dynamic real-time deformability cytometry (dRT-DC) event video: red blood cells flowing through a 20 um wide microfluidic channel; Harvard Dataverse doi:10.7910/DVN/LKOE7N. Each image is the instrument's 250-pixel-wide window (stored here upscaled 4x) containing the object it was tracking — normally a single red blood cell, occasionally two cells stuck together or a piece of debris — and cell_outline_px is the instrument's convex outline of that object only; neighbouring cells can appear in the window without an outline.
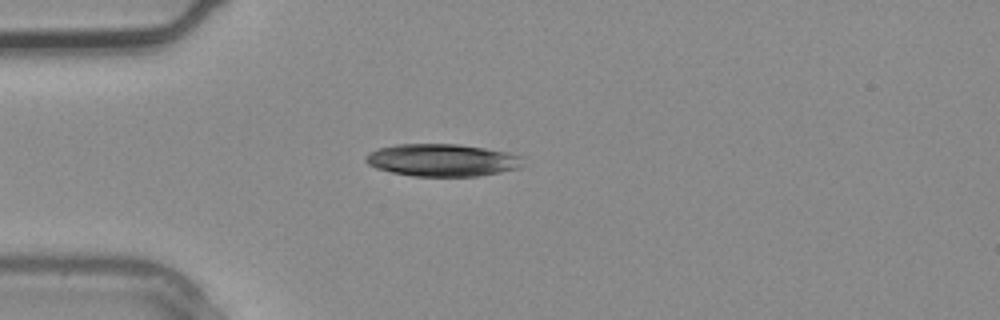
{"species": "common noctule bat (a hibernating species)", "species_latin": "Nyctalus noctula", "temperature_condition": "warm", "stored_images_in_passage": 1, "camera_frame_rate_fps": 3000, "um_per_image_px": 0.085, "animal": {"sex": "male", "body_mass_g": 20.4}, "frame": {"image": 1, "passage_image": 1, "time_ms": 0.0, "image_size_px": [1000, 320], "cell_outline_px": [[524, 156], [520, 168], [500, 172], [476, 176], [412, 176], [392, 172], [376, 168], [368, 164], [364, 160], [364, 156], [368, 152], [380, 148], [396, 144], [460, 144], [508, 152]], "centroid_in_image_um": [37.58, 13.6], "position_along_channel_um": 47.4, "area_um2": 29.82}}